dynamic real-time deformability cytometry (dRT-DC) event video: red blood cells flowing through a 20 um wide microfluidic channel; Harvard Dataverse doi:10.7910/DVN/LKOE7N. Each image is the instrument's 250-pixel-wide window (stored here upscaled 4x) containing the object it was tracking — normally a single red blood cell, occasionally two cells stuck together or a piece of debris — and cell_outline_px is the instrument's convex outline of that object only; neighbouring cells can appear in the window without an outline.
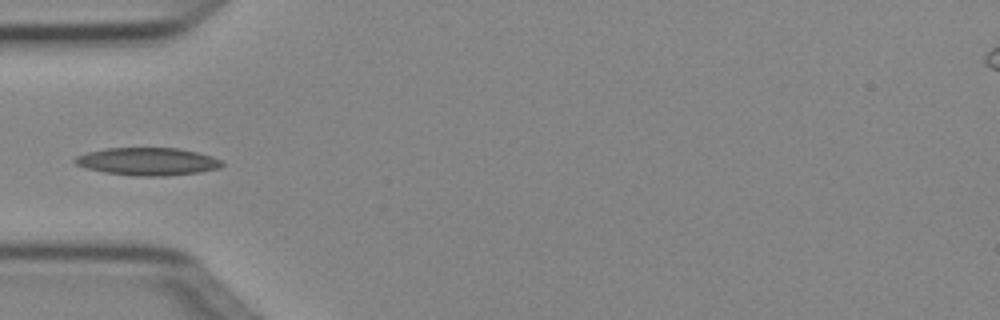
{"species": "Egyptian fruit bat (a non-hibernating species)", "species_latin": "Rousettus aegyptiacus", "temperature_condition": "cold", "stored_images_in_passage": 5, "camera_frame_rate_fps": 3000, "um_per_image_px": 0.085, "animal": {"sex": "female"}, "frame": {"image": 1, "passage_image": 5, "time_ms": 1.333, "image_size_px": [1000, 320], "cell_outline_px": [[224, 164], [220, 168], [200, 172], [164, 176], [136, 176], [104, 172], [88, 168], [76, 164], [72, 160], [76, 156], [88, 152], [108, 148], [180, 148], [212, 156], [220, 160]], "centroid_in_image_um": [12.56, 13.73], "position_along_channel_um": 72.4, "area_um2": 23.64}}